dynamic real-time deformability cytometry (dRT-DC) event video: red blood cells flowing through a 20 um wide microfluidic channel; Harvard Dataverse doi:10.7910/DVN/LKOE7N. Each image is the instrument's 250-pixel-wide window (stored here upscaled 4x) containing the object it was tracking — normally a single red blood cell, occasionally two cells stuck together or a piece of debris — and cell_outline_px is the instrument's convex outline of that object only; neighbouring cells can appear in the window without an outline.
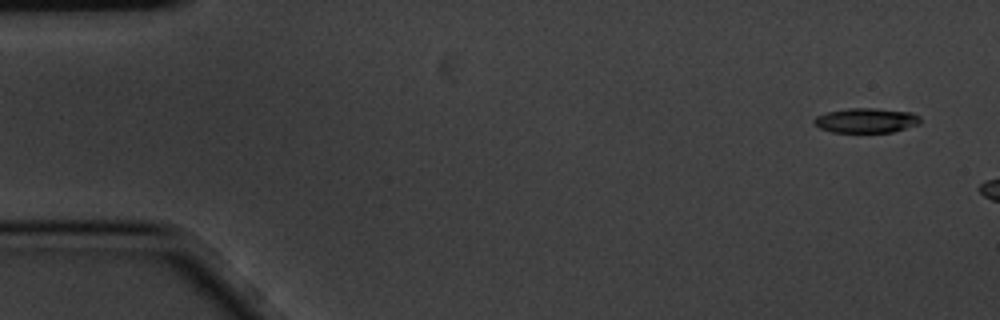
{"species": "common noctule bat (a hibernating species)", "species_latin": "Nyctalus noctula", "temperature_condition": "cold", "stored_images_in_passage": 3, "camera_frame_rate_fps": 3000, "um_per_image_px": 0.085, "animal": {"sex": "male", "body_mass_g": 20.1, "forearm_length_mm": 53.5}, "frame": {"image": 1, "passage_image": 1, "time_ms": 0.0, "image_size_px": [1000, 320], "cell_outline_px": [[920, 124], [892, 132], [832, 132], [820, 128], [812, 120], [816, 116], [828, 112], [848, 108], [876, 108], [912, 112], [920, 116]], "centroid_in_image_um": [73.65, 10.23], "position_along_channel_um": 11.4, "area_um2": 15.32}}